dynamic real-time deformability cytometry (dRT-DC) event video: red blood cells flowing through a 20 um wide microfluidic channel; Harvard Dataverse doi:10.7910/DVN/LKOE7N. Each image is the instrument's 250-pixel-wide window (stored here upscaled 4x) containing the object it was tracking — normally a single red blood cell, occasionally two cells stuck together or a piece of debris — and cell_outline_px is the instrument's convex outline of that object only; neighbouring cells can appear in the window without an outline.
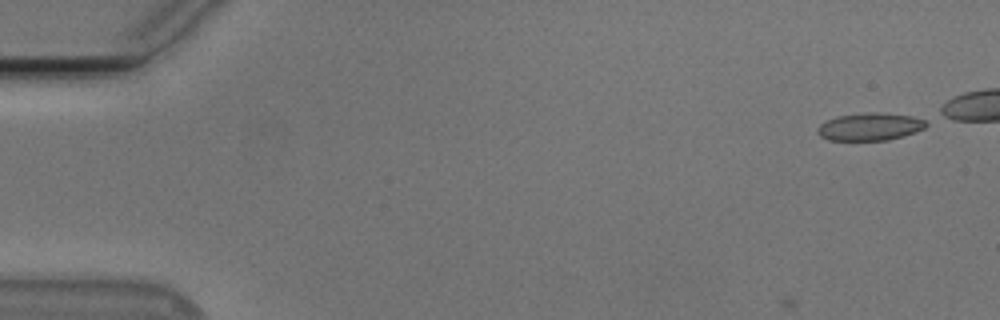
{"species": "Egyptian fruit bat (a non-hibernating species)", "species_latin": "Rousettus aegyptiacus", "temperature_condition": "cold", "stored_images_in_passage": 38, "camera_frame_rate_fps": 3000, "um_per_image_px": 0.085, "animal": {"sex": "male"}, "frame": {"image": 1, "passage_image": 1, "time_ms": 0.0, "image_size_px": [1000, 320], "cell_outline_px": [[928, 124], [924, 128], [888, 140], [828, 140], [820, 136], [816, 132], [816, 128], [820, 124], [836, 116], [868, 112], [880, 112], [912, 116], [924, 120]], "centroid_in_image_um": [73.89, 10.76], "position_along_channel_um": 11.1, "area_um2": 17.34}}
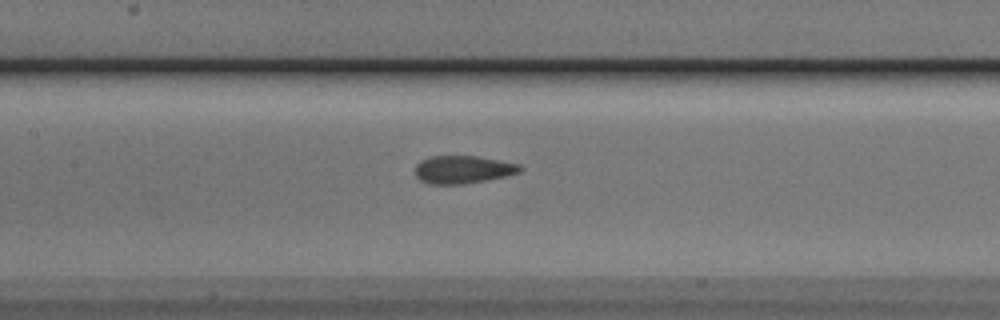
{"frame": {"image": 2, "passage_image": 24, "time_ms": 7.667, "image_size_px": [1000, 320], "cell_outline_px": [[524, 168], [520, 172], [504, 176], [464, 184], [428, 184], [420, 180], [416, 176], [416, 164], [420, 160], [428, 156], [480, 156], [520, 164]], "centroid_in_image_um": [39.34, 14.4], "position_along_channel_um": 168.1, "area_um2": 17.11}}
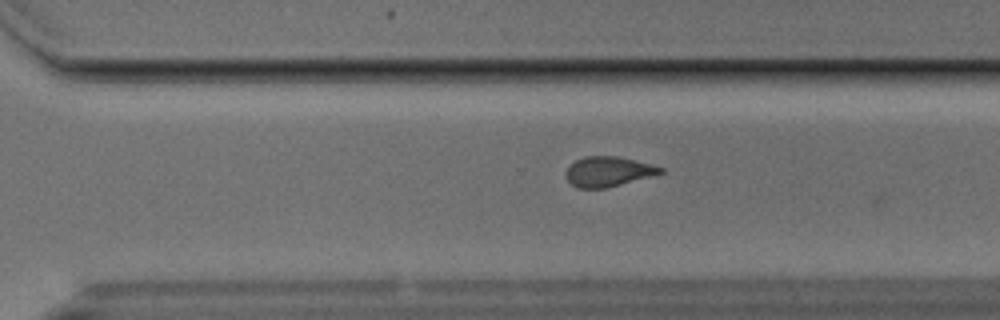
{"frame": {"image": 3, "passage_image": 36, "time_ms": 11.667, "image_size_px": [1000, 320], "cell_outline_px": [[664, 172], [620, 184], [604, 188], [580, 188], [572, 184], [568, 180], [568, 168], [576, 160], [584, 156], [616, 156], [664, 168]], "centroid_in_image_um": [51.69, 14.58], "position_along_channel_um": 318.9, "area_um2": 15.84}}